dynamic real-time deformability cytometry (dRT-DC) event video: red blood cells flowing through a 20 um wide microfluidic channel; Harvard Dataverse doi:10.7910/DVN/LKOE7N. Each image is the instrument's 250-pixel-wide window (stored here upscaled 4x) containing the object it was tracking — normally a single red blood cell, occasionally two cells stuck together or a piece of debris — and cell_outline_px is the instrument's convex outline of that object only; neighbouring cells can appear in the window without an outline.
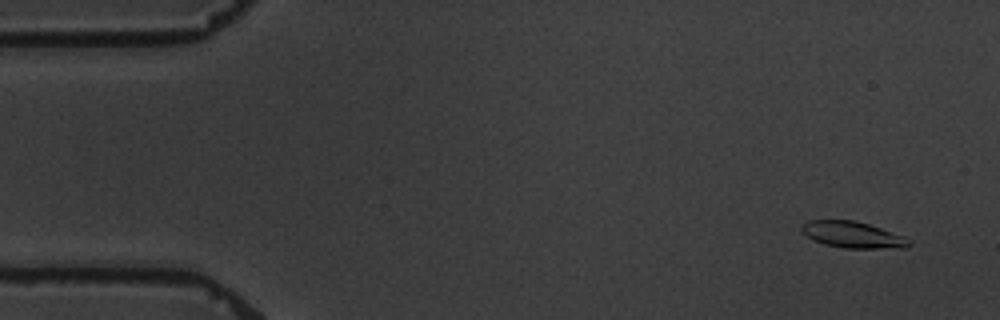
{"species": "common noctule bat (a hibernating species)", "species_latin": "Nyctalus noctula", "temperature_condition": "warm", "stored_images_in_passage": 6, "camera_frame_rate_fps": 3000, "um_per_image_px": 0.085, "animal": {"sex": "male", "body_mass_g": 19.5, "forearm_length_mm": 54.6}, "frame": {"image": 1, "passage_image": 2, "time_ms": 1.0, "image_size_px": [1000, 320], "cell_outline_px": [[912, 244], [908, 248], [844, 248], [824, 244], [800, 232], [800, 224], [808, 220], [852, 220], [868, 224], [904, 236], [912, 240]], "centroid_in_image_um": [72.49, 19.95], "position_along_channel_um": 12.5, "area_um2": 16.59}}
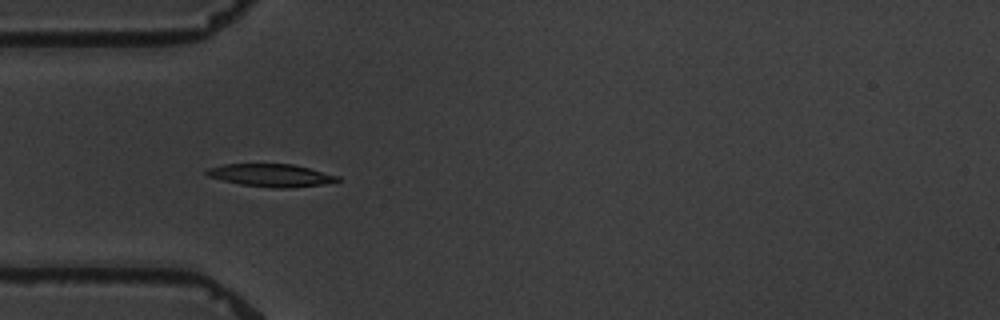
{"frame": {"image": 2, "passage_image": 6, "time_ms": 5.667, "image_size_px": [1000, 320], "cell_outline_px": [[340, 180], [324, 184], [288, 188], [272, 188], [240, 184], [208, 176], [204, 172], [208, 168], [224, 164], [292, 164], [340, 176]], "centroid_in_image_um": [23.04, 14.9], "position_along_channel_um": 62.0, "area_um2": 17.17}}